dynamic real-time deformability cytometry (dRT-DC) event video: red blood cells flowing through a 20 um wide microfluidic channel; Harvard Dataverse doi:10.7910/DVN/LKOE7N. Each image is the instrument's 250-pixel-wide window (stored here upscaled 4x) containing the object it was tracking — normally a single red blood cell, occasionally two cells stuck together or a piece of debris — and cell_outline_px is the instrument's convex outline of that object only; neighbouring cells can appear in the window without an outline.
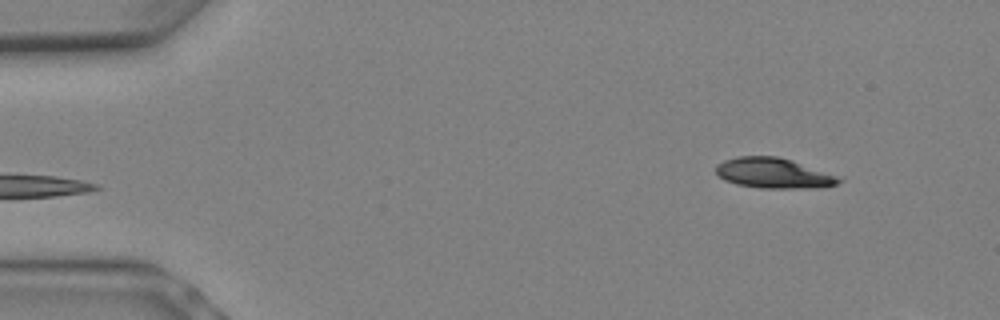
{"species": "Egyptian fruit bat (a non-hibernating species)", "species_latin": "Rousettus aegyptiacus", "temperature_condition": "warm", "stored_images_in_passage": 5, "camera_frame_rate_fps": 3000, "um_per_image_px": 0.085, "animal": {"sex": "female"}, "frame": {"image": 1, "passage_image": 5, "time_ms": 1.333, "image_size_px": [1000, 320], "cell_outline_px": [[844, 180], [836, 184], [820, 188], [760, 188], [736, 184], [724, 180], [716, 172], [716, 164], [724, 160], [736, 156], [776, 156], [792, 160], [844, 176]], "centroid_in_image_um": [65.84, 14.72], "position_along_channel_um": 19.2, "area_um2": 22.2}}